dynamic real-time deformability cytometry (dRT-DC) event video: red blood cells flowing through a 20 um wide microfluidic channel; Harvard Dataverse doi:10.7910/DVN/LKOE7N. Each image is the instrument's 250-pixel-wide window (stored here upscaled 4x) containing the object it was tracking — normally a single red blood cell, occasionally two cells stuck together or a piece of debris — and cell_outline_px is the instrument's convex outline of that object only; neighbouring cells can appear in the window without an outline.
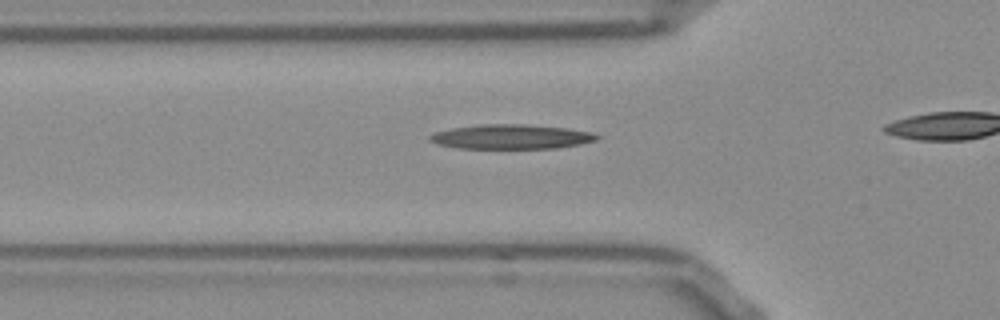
{"species": "Egyptian fruit bat (a non-hibernating species)", "species_latin": "Rousettus aegyptiacus", "temperature_condition": "room temperature", "stored_images_in_passage": 37, "camera_frame_rate_fps": 3000, "um_per_image_px": 0.085, "frame": {"image": 1, "passage_image": 13, "time_ms": 4.0, "image_size_px": [1000, 320], "cell_outline_px": [[600, 136], [596, 140], [580, 144], [556, 148], [456, 148], [436, 144], [428, 140], [428, 136], [436, 132], [452, 128], [480, 124], [524, 124], [568, 128], [592, 132]], "centroid_in_image_um": [43.44, 11.62], "position_along_channel_um": 82.4, "area_um2": 23.93}}
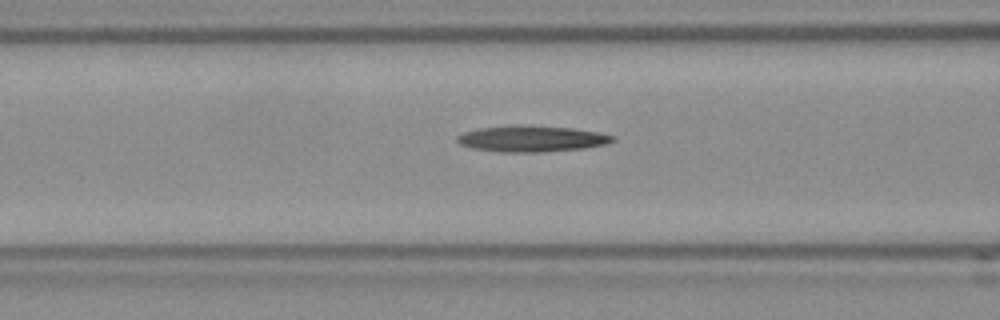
{"frame": {"image": 2, "passage_image": 16, "time_ms": 5.0, "image_size_px": [1000, 320], "cell_outline_px": [[616, 140], [604, 144], [584, 148], [540, 152], [500, 152], [472, 148], [460, 144], [456, 140], [456, 136], [464, 132], [480, 128], [512, 124], [524, 124], [572, 128], [600, 132], [616, 136]], "centroid_in_image_um": [45.19, 11.77], "position_along_channel_um": 121.4, "area_um2": 23.99}}